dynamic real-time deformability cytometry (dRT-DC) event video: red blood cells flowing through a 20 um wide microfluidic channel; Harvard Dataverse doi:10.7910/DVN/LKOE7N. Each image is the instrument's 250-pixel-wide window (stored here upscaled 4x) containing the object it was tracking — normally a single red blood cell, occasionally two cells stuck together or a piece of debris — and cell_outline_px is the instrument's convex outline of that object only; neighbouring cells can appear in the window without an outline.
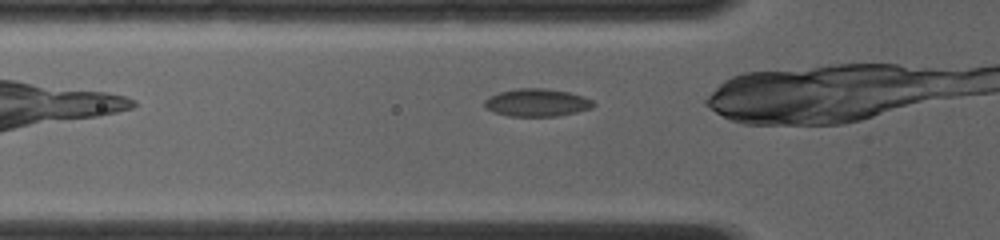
{"species": "common noctule bat (a hibernating species)", "species_latin": "Nyctalus noctula", "temperature_condition": "room temperature", "stored_images_in_passage": 13, "camera_frame_rate_fps": 4000, "um_per_image_px": 0.085, "animal": {"sex": "female", "body_mass_g": 19.0, "forearm_length_mm": 56.7}, "frame": {"image": 1, "passage_image": 3, "time_ms": 0.5, "image_size_px": [1000, 240], "cell_outline_px": [[596, 104], [592, 108], [576, 112], [556, 116], [508, 116], [484, 108], [484, 100], [488, 96], [500, 92], [516, 88], [544, 88], [568, 92], [584, 96], [592, 100]], "centroid_in_image_um": [45.63, 8.72], "position_along_channel_um": 80.2, "area_um2": 17.63}}
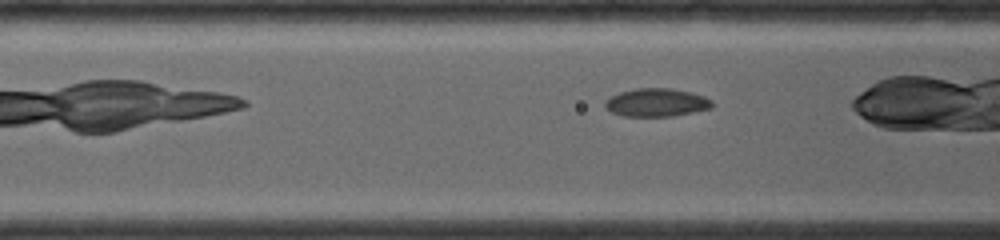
{"frame": {"image": 2, "passage_image": 6, "time_ms": 1.25, "image_size_px": [1000, 240], "cell_outline_px": [[712, 108], [672, 116], [624, 116], [612, 112], [604, 104], [604, 100], [620, 92], [636, 88], [672, 88], [692, 92], [704, 96], [712, 100]], "centroid_in_image_um": [55.82, 8.7], "position_along_channel_um": 110.8, "area_um2": 17.51}}
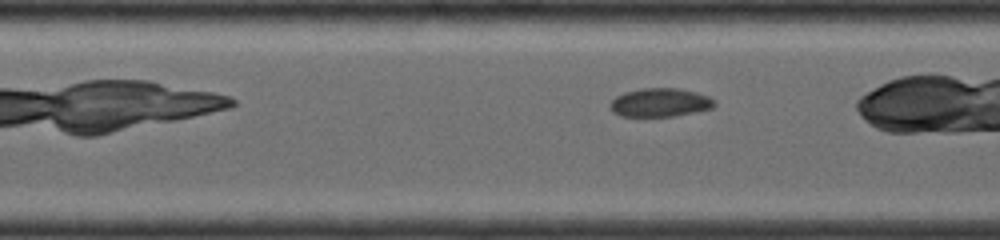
{"frame": {"image": 3, "passage_image": 10, "time_ms": 2.25, "image_size_px": [1000, 240], "cell_outline_px": [[716, 104], [712, 108], [696, 112], [672, 116], [620, 116], [612, 112], [608, 108], [608, 104], [616, 96], [624, 92], [640, 88], [680, 88], [696, 92], [708, 96], [716, 100]], "centroid_in_image_um": [56.08, 8.71], "position_along_channel_um": 151.3, "area_um2": 17.63}}